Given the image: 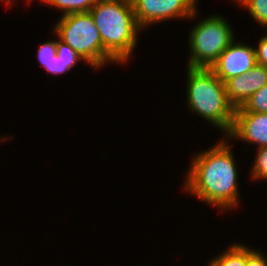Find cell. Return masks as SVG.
Wrapping results in <instances>:
<instances>
[{
  "label": "cell",
  "mask_w": 267,
  "mask_h": 266,
  "mask_svg": "<svg viewBox=\"0 0 267 266\" xmlns=\"http://www.w3.org/2000/svg\"><path fill=\"white\" fill-rule=\"evenodd\" d=\"M246 245L232 242L221 254L210 259L208 266H245Z\"/></svg>",
  "instance_id": "cell-11"
},
{
  "label": "cell",
  "mask_w": 267,
  "mask_h": 266,
  "mask_svg": "<svg viewBox=\"0 0 267 266\" xmlns=\"http://www.w3.org/2000/svg\"><path fill=\"white\" fill-rule=\"evenodd\" d=\"M53 28L58 38L74 49L93 70L116 64L105 48L90 12L70 13L59 17ZM108 63V64H107Z\"/></svg>",
  "instance_id": "cell-4"
},
{
  "label": "cell",
  "mask_w": 267,
  "mask_h": 266,
  "mask_svg": "<svg viewBox=\"0 0 267 266\" xmlns=\"http://www.w3.org/2000/svg\"><path fill=\"white\" fill-rule=\"evenodd\" d=\"M136 21L143 30L166 20L198 17V0H131Z\"/></svg>",
  "instance_id": "cell-6"
},
{
  "label": "cell",
  "mask_w": 267,
  "mask_h": 266,
  "mask_svg": "<svg viewBox=\"0 0 267 266\" xmlns=\"http://www.w3.org/2000/svg\"><path fill=\"white\" fill-rule=\"evenodd\" d=\"M99 0H42L44 5L62 11L60 16L70 13L89 12Z\"/></svg>",
  "instance_id": "cell-12"
},
{
  "label": "cell",
  "mask_w": 267,
  "mask_h": 266,
  "mask_svg": "<svg viewBox=\"0 0 267 266\" xmlns=\"http://www.w3.org/2000/svg\"><path fill=\"white\" fill-rule=\"evenodd\" d=\"M187 67L210 68L221 53L235 40L227 18L212 14L195 23L189 30Z\"/></svg>",
  "instance_id": "cell-5"
},
{
  "label": "cell",
  "mask_w": 267,
  "mask_h": 266,
  "mask_svg": "<svg viewBox=\"0 0 267 266\" xmlns=\"http://www.w3.org/2000/svg\"><path fill=\"white\" fill-rule=\"evenodd\" d=\"M245 266H267V255L260 249H252L246 246V264Z\"/></svg>",
  "instance_id": "cell-17"
},
{
  "label": "cell",
  "mask_w": 267,
  "mask_h": 266,
  "mask_svg": "<svg viewBox=\"0 0 267 266\" xmlns=\"http://www.w3.org/2000/svg\"><path fill=\"white\" fill-rule=\"evenodd\" d=\"M256 150L255 158L250 168V177L252 181H263L267 180V146L260 147Z\"/></svg>",
  "instance_id": "cell-15"
},
{
  "label": "cell",
  "mask_w": 267,
  "mask_h": 266,
  "mask_svg": "<svg viewBox=\"0 0 267 266\" xmlns=\"http://www.w3.org/2000/svg\"><path fill=\"white\" fill-rule=\"evenodd\" d=\"M89 12L99 31L105 53L117 65L127 64L142 30L136 21L132 1L99 0Z\"/></svg>",
  "instance_id": "cell-2"
},
{
  "label": "cell",
  "mask_w": 267,
  "mask_h": 266,
  "mask_svg": "<svg viewBox=\"0 0 267 266\" xmlns=\"http://www.w3.org/2000/svg\"><path fill=\"white\" fill-rule=\"evenodd\" d=\"M47 40L37 48V60L41 66L49 73V62L56 55V39Z\"/></svg>",
  "instance_id": "cell-16"
},
{
  "label": "cell",
  "mask_w": 267,
  "mask_h": 266,
  "mask_svg": "<svg viewBox=\"0 0 267 266\" xmlns=\"http://www.w3.org/2000/svg\"><path fill=\"white\" fill-rule=\"evenodd\" d=\"M235 112L267 113V84L253 93L241 107L236 108Z\"/></svg>",
  "instance_id": "cell-14"
},
{
  "label": "cell",
  "mask_w": 267,
  "mask_h": 266,
  "mask_svg": "<svg viewBox=\"0 0 267 266\" xmlns=\"http://www.w3.org/2000/svg\"><path fill=\"white\" fill-rule=\"evenodd\" d=\"M218 141L192 156L182 186L200 202L228 212L240 202L239 172L231 142L227 137Z\"/></svg>",
  "instance_id": "cell-1"
},
{
  "label": "cell",
  "mask_w": 267,
  "mask_h": 266,
  "mask_svg": "<svg viewBox=\"0 0 267 266\" xmlns=\"http://www.w3.org/2000/svg\"><path fill=\"white\" fill-rule=\"evenodd\" d=\"M257 46L255 48L257 64L267 67V33L260 37Z\"/></svg>",
  "instance_id": "cell-18"
},
{
  "label": "cell",
  "mask_w": 267,
  "mask_h": 266,
  "mask_svg": "<svg viewBox=\"0 0 267 266\" xmlns=\"http://www.w3.org/2000/svg\"><path fill=\"white\" fill-rule=\"evenodd\" d=\"M265 84H267V67L256 64L248 72L225 82L227 98L235 109L239 108Z\"/></svg>",
  "instance_id": "cell-9"
},
{
  "label": "cell",
  "mask_w": 267,
  "mask_h": 266,
  "mask_svg": "<svg viewBox=\"0 0 267 266\" xmlns=\"http://www.w3.org/2000/svg\"><path fill=\"white\" fill-rule=\"evenodd\" d=\"M2 1V0H1ZM14 0H3L2 2H4L8 7H11V5H13L12 3ZM10 5V6H9Z\"/></svg>",
  "instance_id": "cell-19"
},
{
  "label": "cell",
  "mask_w": 267,
  "mask_h": 266,
  "mask_svg": "<svg viewBox=\"0 0 267 266\" xmlns=\"http://www.w3.org/2000/svg\"><path fill=\"white\" fill-rule=\"evenodd\" d=\"M257 64L255 47L235 40L221 53L216 62L210 67L222 81L242 75Z\"/></svg>",
  "instance_id": "cell-7"
},
{
  "label": "cell",
  "mask_w": 267,
  "mask_h": 266,
  "mask_svg": "<svg viewBox=\"0 0 267 266\" xmlns=\"http://www.w3.org/2000/svg\"><path fill=\"white\" fill-rule=\"evenodd\" d=\"M56 39V55L49 62V73L52 75H60L70 71L77 63L85 62L78 53L68 44L61 41L53 32Z\"/></svg>",
  "instance_id": "cell-10"
},
{
  "label": "cell",
  "mask_w": 267,
  "mask_h": 266,
  "mask_svg": "<svg viewBox=\"0 0 267 266\" xmlns=\"http://www.w3.org/2000/svg\"><path fill=\"white\" fill-rule=\"evenodd\" d=\"M226 137L258 145L256 148L267 146V113L235 112L232 129Z\"/></svg>",
  "instance_id": "cell-8"
},
{
  "label": "cell",
  "mask_w": 267,
  "mask_h": 266,
  "mask_svg": "<svg viewBox=\"0 0 267 266\" xmlns=\"http://www.w3.org/2000/svg\"><path fill=\"white\" fill-rule=\"evenodd\" d=\"M186 70L187 108L226 133L223 134L226 137L232 129L236 109L227 98L225 83L210 68Z\"/></svg>",
  "instance_id": "cell-3"
},
{
  "label": "cell",
  "mask_w": 267,
  "mask_h": 266,
  "mask_svg": "<svg viewBox=\"0 0 267 266\" xmlns=\"http://www.w3.org/2000/svg\"><path fill=\"white\" fill-rule=\"evenodd\" d=\"M33 0H26V3H31ZM42 0H40L41 3Z\"/></svg>",
  "instance_id": "cell-20"
},
{
  "label": "cell",
  "mask_w": 267,
  "mask_h": 266,
  "mask_svg": "<svg viewBox=\"0 0 267 266\" xmlns=\"http://www.w3.org/2000/svg\"><path fill=\"white\" fill-rule=\"evenodd\" d=\"M240 7L245 8L254 22L263 28L267 26V0H232Z\"/></svg>",
  "instance_id": "cell-13"
}]
</instances>
